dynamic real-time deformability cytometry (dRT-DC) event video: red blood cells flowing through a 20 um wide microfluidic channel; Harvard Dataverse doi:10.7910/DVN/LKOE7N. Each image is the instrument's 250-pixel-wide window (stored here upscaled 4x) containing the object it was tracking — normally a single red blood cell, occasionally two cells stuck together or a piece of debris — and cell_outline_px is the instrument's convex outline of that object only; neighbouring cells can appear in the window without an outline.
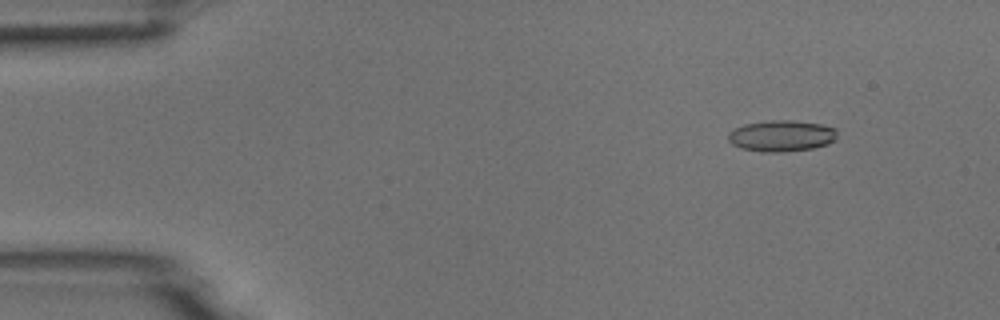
{"species": "common noctule bat (a hibernating species)", "species_latin": "Nyctalus noctula", "temperature_condition": "room temperature", "stored_images_in_passage": 52, "camera_frame_rate_fps": 3000, "um_per_image_px": 0.085, "animal": {"sex": "male", "body_mass_g": 18.8}, "frame": {"image": 1, "passage_image": 6, "time_ms": 1.667, "image_size_px": [1000, 320], "cell_outline_px": [[836, 140], [828, 144], [812, 148], [784, 152], [760, 152], [740, 148], [732, 144], [728, 140], [728, 132], [732, 128], [744, 124], [772, 120], [792, 120], [820, 124], [836, 128]], "centroid_in_image_um": [66.4, 11.55], "position_along_channel_um": 18.6, "area_um2": 20.06}}
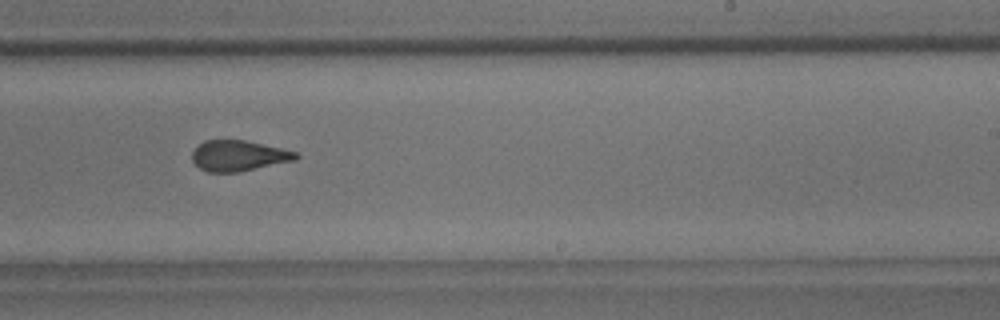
{"frame": {"image": 2, "passage_image": 32, "time_ms": 10.333, "image_size_px": [1000, 320], "cell_outline_px": [[300, 156], [296, 160], [240, 172], [208, 172], [200, 168], [192, 160], [192, 152], [196, 144], [204, 140], [244, 140], [280, 148], [296, 152]], "centroid_in_image_um": [20.25, 13.24], "position_along_channel_um": 268.7, "area_um2": 18.61}}
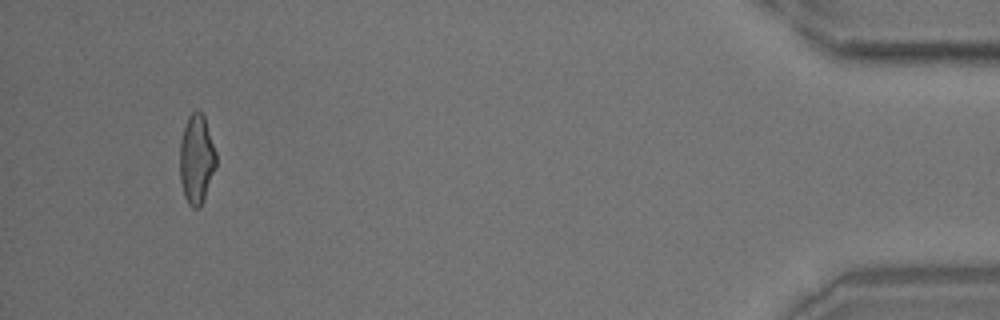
{"frame": {"image": 3, "passage_image": 49, "time_ms": 16.0, "image_size_px": [1000, 320], "cell_outline_px": [[216, 168], [204, 200], [200, 208], [192, 208], [188, 204], [184, 196], [180, 180], [180, 140], [188, 116], [192, 112], [200, 112], [204, 116], [216, 152]], "centroid_in_image_um": [16.71, 13.58], "position_along_channel_um": 418.5, "area_um2": 18.96}}